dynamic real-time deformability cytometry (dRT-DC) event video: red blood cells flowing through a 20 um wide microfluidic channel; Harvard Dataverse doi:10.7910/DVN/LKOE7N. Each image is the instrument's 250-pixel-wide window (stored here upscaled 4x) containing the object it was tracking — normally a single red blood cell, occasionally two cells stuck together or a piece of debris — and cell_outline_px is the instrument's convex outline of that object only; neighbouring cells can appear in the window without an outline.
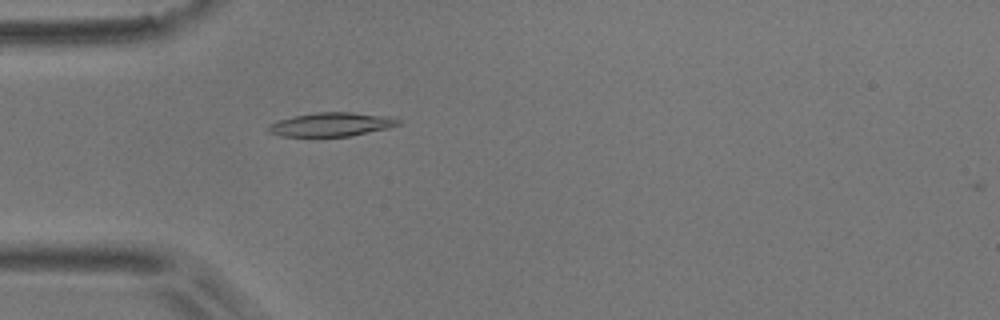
{"species": "common noctule bat (a hibernating species)", "species_latin": "Nyctalus noctula", "temperature_condition": "room temperature", "stored_images_in_passage": 2, "camera_frame_rate_fps": 3000, "um_per_image_px": 0.085, "animal": {"sex": "male", "body_mass_g": 17.9}, "frame": {"image": 1, "passage_image": 2, "time_ms": 0.333, "image_size_px": [1000, 320], "cell_outline_px": [[404, 120], [400, 124], [388, 128], [348, 136], [280, 136], [268, 132], [268, 124], [280, 120], [296, 116], [316, 112], [352, 112], [388, 116]], "centroid_in_image_um": [28.2, 10.57], "position_along_channel_um": 56.8, "area_um2": 17.92}}